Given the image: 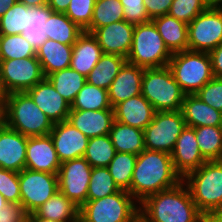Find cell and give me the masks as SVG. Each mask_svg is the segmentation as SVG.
I'll list each match as a JSON object with an SVG mask.
<instances>
[{
  "mask_svg": "<svg viewBox=\"0 0 222 222\" xmlns=\"http://www.w3.org/2000/svg\"><path fill=\"white\" fill-rule=\"evenodd\" d=\"M181 181L170 154L145 149L137 155L128 192L141 203L148 196L172 188Z\"/></svg>",
  "mask_w": 222,
  "mask_h": 222,
  "instance_id": "6da1fadb",
  "label": "cell"
},
{
  "mask_svg": "<svg viewBox=\"0 0 222 222\" xmlns=\"http://www.w3.org/2000/svg\"><path fill=\"white\" fill-rule=\"evenodd\" d=\"M139 211L149 222H200L204 217L183 180L145 198L139 203Z\"/></svg>",
  "mask_w": 222,
  "mask_h": 222,
  "instance_id": "7a4b0ae2",
  "label": "cell"
},
{
  "mask_svg": "<svg viewBox=\"0 0 222 222\" xmlns=\"http://www.w3.org/2000/svg\"><path fill=\"white\" fill-rule=\"evenodd\" d=\"M2 122L27 137L48 135L54 125L26 92L4 96Z\"/></svg>",
  "mask_w": 222,
  "mask_h": 222,
  "instance_id": "3957f363",
  "label": "cell"
},
{
  "mask_svg": "<svg viewBox=\"0 0 222 222\" xmlns=\"http://www.w3.org/2000/svg\"><path fill=\"white\" fill-rule=\"evenodd\" d=\"M182 180L204 217L222 203V161H206Z\"/></svg>",
  "mask_w": 222,
  "mask_h": 222,
  "instance_id": "277c9868",
  "label": "cell"
},
{
  "mask_svg": "<svg viewBox=\"0 0 222 222\" xmlns=\"http://www.w3.org/2000/svg\"><path fill=\"white\" fill-rule=\"evenodd\" d=\"M141 94L151 103L155 111H180L185 93L175 81L168 66L144 68Z\"/></svg>",
  "mask_w": 222,
  "mask_h": 222,
  "instance_id": "5b68a950",
  "label": "cell"
},
{
  "mask_svg": "<svg viewBox=\"0 0 222 222\" xmlns=\"http://www.w3.org/2000/svg\"><path fill=\"white\" fill-rule=\"evenodd\" d=\"M171 57L172 53L152 20L135 25L128 63L143 68H161L168 66Z\"/></svg>",
  "mask_w": 222,
  "mask_h": 222,
  "instance_id": "8992f818",
  "label": "cell"
},
{
  "mask_svg": "<svg viewBox=\"0 0 222 222\" xmlns=\"http://www.w3.org/2000/svg\"><path fill=\"white\" fill-rule=\"evenodd\" d=\"M168 67L185 94H196L214 77L208 52L184 50L173 53Z\"/></svg>",
  "mask_w": 222,
  "mask_h": 222,
  "instance_id": "52a82bcc",
  "label": "cell"
},
{
  "mask_svg": "<svg viewBox=\"0 0 222 222\" xmlns=\"http://www.w3.org/2000/svg\"><path fill=\"white\" fill-rule=\"evenodd\" d=\"M139 211V203L125 190L87 200L79 210V222H127Z\"/></svg>",
  "mask_w": 222,
  "mask_h": 222,
  "instance_id": "ba28073f",
  "label": "cell"
},
{
  "mask_svg": "<svg viewBox=\"0 0 222 222\" xmlns=\"http://www.w3.org/2000/svg\"><path fill=\"white\" fill-rule=\"evenodd\" d=\"M185 127L186 123L181 110L155 112L153 120L143 130L145 149L171 155L175 143Z\"/></svg>",
  "mask_w": 222,
  "mask_h": 222,
  "instance_id": "9c48e42d",
  "label": "cell"
},
{
  "mask_svg": "<svg viewBox=\"0 0 222 222\" xmlns=\"http://www.w3.org/2000/svg\"><path fill=\"white\" fill-rule=\"evenodd\" d=\"M44 78L36 57L0 61V87L4 95L26 92Z\"/></svg>",
  "mask_w": 222,
  "mask_h": 222,
  "instance_id": "30bf717a",
  "label": "cell"
},
{
  "mask_svg": "<svg viewBox=\"0 0 222 222\" xmlns=\"http://www.w3.org/2000/svg\"><path fill=\"white\" fill-rule=\"evenodd\" d=\"M222 44V7H208L188 24V50L210 52Z\"/></svg>",
  "mask_w": 222,
  "mask_h": 222,
  "instance_id": "8fae6325",
  "label": "cell"
},
{
  "mask_svg": "<svg viewBox=\"0 0 222 222\" xmlns=\"http://www.w3.org/2000/svg\"><path fill=\"white\" fill-rule=\"evenodd\" d=\"M19 185L22 204L27 214L35 212L57 191L58 175L24 168L19 172Z\"/></svg>",
  "mask_w": 222,
  "mask_h": 222,
  "instance_id": "7c38bea8",
  "label": "cell"
},
{
  "mask_svg": "<svg viewBox=\"0 0 222 222\" xmlns=\"http://www.w3.org/2000/svg\"><path fill=\"white\" fill-rule=\"evenodd\" d=\"M91 173L92 167L84 157L62 162L58 171L59 191L81 207L87 201Z\"/></svg>",
  "mask_w": 222,
  "mask_h": 222,
  "instance_id": "4fadbf2b",
  "label": "cell"
},
{
  "mask_svg": "<svg viewBox=\"0 0 222 222\" xmlns=\"http://www.w3.org/2000/svg\"><path fill=\"white\" fill-rule=\"evenodd\" d=\"M60 162L83 157L89 138L69 121L55 123L49 133Z\"/></svg>",
  "mask_w": 222,
  "mask_h": 222,
  "instance_id": "5bb4252c",
  "label": "cell"
},
{
  "mask_svg": "<svg viewBox=\"0 0 222 222\" xmlns=\"http://www.w3.org/2000/svg\"><path fill=\"white\" fill-rule=\"evenodd\" d=\"M135 25L118 21L95 29L92 35L96 38L103 53L116 54L127 59L132 47Z\"/></svg>",
  "mask_w": 222,
  "mask_h": 222,
  "instance_id": "9a60e30c",
  "label": "cell"
},
{
  "mask_svg": "<svg viewBox=\"0 0 222 222\" xmlns=\"http://www.w3.org/2000/svg\"><path fill=\"white\" fill-rule=\"evenodd\" d=\"M171 158L175 171L182 179L206 162L200 153L193 127L186 126L182 130L171 153Z\"/></svg>",
  "mask_w": 222,
  "mask_h": 222,
  "instance_id": "2e32d148",
  "label": "cell"
},
{
  "mask_svg": "<svg viewBox=\"0 0 222 222\" xmlns=\"http://www.w3.org/2000/svg\"><path fill=\"white\" fill-rule=\"evenodd\" d=\"M61 162L50 134L28 137L25 168L49 174H57Z\"/></svg>",
  "mask_w": 222,
  "mask_h": 222,
  "instance_id": "e0dca14e",
  "label": "cell"
},
{
  "mask_svg": "<svg viewBox=\"0 0 222 222\" xmlns=\"http://www.w3.org/2000/svg\"><path fill=\"white\" fill-rule=\"evenodd\" d=\"M26 93L53 124L68 119L71 105L55 90L47 78L28 89Z\"/></svg>",
  "mask_w": 222,
  "mask_h": 222,
  "instance_id": "ac0fdd59",
  "label": "cell"
},
{
  "mask_svg": "<svg viewBox=\"0 0 222 222\" xmlns=\"http://www.w3.org/2000/svg\"><path fill=\"white\" fill-rule=\"evenodd\" d=\"M27 136L0 123V168L21 172L25 168Z\"/></svg>",
  "mask_w": 222,
  "mask_h": 222,
  "instance_id": "d6986e66",
  "label": "cell"
},
{
  "mask_svg": "<svg viewBox=\"0 0 222 222\" xmlns=\"http://www.w3.org/2000/svg\"><path fill=\"white\" fill-rule=\"evenodd\" d=\"M67 121L89 139L109 134L114 121V110H70Z\"/></svg>",
  "mask_w": 222,
  "mask_h": 222,
  "instance_id": "ffe728a7",
  "label": "cell"
},
{
  "mask_svg": "<svg viewBox=\"0 0 222 222\" xmlns=\"http://www.w3.org/2000/svg\"><path fill=\"white\" fill-rule=\"evenodd\" d=\"M114 120L144 130L153 120L155 109L142 95L131 97L113 107Z\"/></svg>",
  "mask_w": 222,
  "mask_h": 222,
  "instance_id": "44dd1931",
  "label": "cell"
},
{
  "mask_svg": "<svg viewBox=\"0 0 222 222\" xmlns=\"http://www.w3.org/2000/svg\"><path fill=\"white\" fill-rule=\"evenodd\" d=\"M144 68L126 62L108 89L112 107L131 97L141 94Z\"/></svg>",
  "mask_w": 222,
  "mask_h": 222,
  "instance_id": "7402d4cb",
  "label": "cell"
},
{
  "mask_svg": "<svg viewBox=\"0 0 222 222\" xmlns=\"http://www.w3.org/2000/svg\"><path fill=\"white\" fill-rule=\"evenodd\" d=\"M103 54L92 33L84 31L73 44L70 68L87 77Z\"/></svg>",
  "mask_w": 222,
  "mask_h": 222,
  "instance_id": "603a6c76",
  "label": "cell"
},
{
  "mask_svg": "<svg viewBox=\"0 0 222 222\" xmlns=\"http://www.w3.org/2000/svg\"><path fill=\"white\" fill-rule=\"evenodd\" d=\"M181 112L186 126H222V112L204 103L195 94H186Z\"/></svg>",
  "mask_w": 222,
  "mask_h": 222,
  "instance_id": "cb8c5ba5",
  "label": "cell"
},
{
  "mask_svg": "<svg viewBox=\"0 0 222 222\" xmlns=\"http://www.w3.org/2000/svg\"><path fill=\"white\" fill-rule=\"evenodd\" d=\"M73 45L61 44L58 41L46 39L36 50V58L41 64L45 78L62 69L70 67Z\"/></svg>",
  "mask_w": 222,
  "mask_h": 222,
  "instance_id": "d4e9b609",
  "label": "cell"
},
{
  "mask_svg": "<svg viewBox=\"0 0 222 222\" xmlns=\"http://www.w3.org/2000/svg\"><path fill=\"white\" fill-rule=\"evenodd\" d=\"M152 21L172 54L188 50V24L169 14L153 18Z\"/></svg>",
  "mask_w": 222,
  "mask_h": 222,
  "instance_id": "484cf974",
  "label": "cell"
},
{
  "mask_svg": "<svg viewBox=\"0 0 222 222\" xmlns=\"http://www.w3.org/2000/svg\"><path fill=\"white\" fill-rule=\"evenodd\" d=\"M109 136L116 152H126L138 155L145 150L144 131L139 128L114 120Z\"/></svg>",
  "mask_w": 222,
  "mask_h": 222,
  "instance_id": "4316f807",
  "label": "cell"
},
{
  "mask_svg": "<svg viewBox=\"0 0 222 222\" xmlns=\"http://www.w3.org/2000/svg\"><path fill=\"white\" fill-rule=\"evenodd\" d=\"M79 210V206L68 199L62 192L57 191L35 213L40 217L60 222H79Z\"/></svg>",
  "mask_w": 222,
  "mask_h": 222,
  "instance_id": "83f0119b",
  "label": "cell"
},
{
  "mask_svg": "<svg viewBox=\"0 0 222 222\" xmlns=\"http://www.w3.org/2000/svg\"><path fill=\"white\" fill-rule=\"evenodd\" d=\"M45 25L46 30L44 32L47 35V39L58 41L65 45H73L84 32L62 12H52Z\"/></svg>",
  "mask_w": 222,
  "mask_h": 222,
  "instance_id": "f1b7e54d",
  "label": "cell"
},
{
  "mask_svg": "<svg viewBox=\"0 0 222 222\" xmlns=\"http://www.w3.org/2000/svg\"><path fill=\"white\" fill-rule=\"evenodd\" d=\"M127 59L116 54H103L86 77L88 83L108 90Z\"/></svg>",
  "mask_w": 222,
  "mask_h": 222,
  "instance_id": "f546056e",
  "label": "cell"
},
{
  "mask_svg": "<svg viewBox=\"0 0 222 222\" xmlns=\"http://www.w3.org/2000/svg\"><path fill=\"white\" fill-rule=\"evenodd\" d=\"M46 78L70 105L87 82L85 76L70 67L56 71L48 75Z\"/></svg>",
  "mask_w": 222,
  "mask_h": 222,
  "instance_id": "4dcf8cb0",
  "label": "cell"
},
{
  "mask_svg": "<svg viewBox=\"0 0 222 222\" xmlns=\"http://www.w3.org/2000/svg\"><path fill=\"white\" fill-rule=\"evenodd\" d=\"M52 12L48 5L27 7V26L22 34L35 50L47 39L45 22Z\"/></svg>",
  "mask_w": 222,
  "mask_h": 222,
  "instance_id": "1f68e13d",
  "label": "cell"
},
{
  "mask_svg": "<svg viewBox=\"0 0 222 222\" xmlns=\"http://www.w3.org/2000/svg\"><path fill=\"white\" fill-rule=\"evenodd\" d=\"M200 153L206 161H220L222 158V126L195 127Z\"/></svg>",
  "mask_w": 222,
  "mask_h": 222,
  "instance_id": "d6a6232c",
  "label": "cell"
},
{
  "mask_svg": "<svg viewBox=\"0 0 222 222\" xmlns=\"http://www.w3.org/2000/svg\"><path fill=\"white\" fill-rule=\"evenodd\" d=\"M113 109L109 101L108 90L94 86L88 82L76 95L71 110H103Z\"/></svg>",
  "mask_w": 222,
  "mask_h": 222,
  "instance_id": "836d02e7",
  "label": "cell"
},
{
  "mask_svg": "<svg viewBox=\"0 0 222 222\" xmlns=\"http://www.w3.org/2000/svg\"><path fill=\"white\" fill-rule=\"evenodd\" d=\"M115 154L116 149L107 134L90 138L83 157L92 168L107 167Z\"/></svg>",
  "mask_w": 222,
  "mask_h": 222,
  "instance_id": "e575fe53",
  "label": "cell"
},
{
  "mask_svg": "<svg viewBox=\"0 0 222 222\" xmlns=\"http://www.w3.org/2000/svg\"><path fill=\"white\" fill-rule=\"evenodd\" d=\"M123 20V5L120 0H96L90 26L85 32L92 33L97 28Z\"/></svg>",
  "mask_w": 222,
  "mask_h": 222,
  "instance_id": "d590c367",
  "label": "cell"
},
{
  "mask_svg": "<svg viewBox=\"0 0 222 222\" xmlns=\"http://www.w3.org/2000/svg\"><path fill=\"white\" fill-rule=\"evenodd\" d=\"M137 155L126 152H116L114 158L107 166L115 184L121 190L128 191L131 186Z\"/></svg>",
  "mask_w": 222,
  "mask_h": 222,
  "instance_id": "8d00e7d4",
  "label": "cell"
},
{
  "mask_svg": "<svg viewBox=\"0 0 222 222\" xmlns=\"http://www.w3.org/2000/svg\"><path fill=\"white\" fill-rule=\"evenodd\" d=\"M36 57V50L23 34L0 35V61Z\"/></svg>",
  "mask_w": 222,
  "mask_h": 222,
  "instance_id": "74e56055",
  "label": "cell"
},
{
  "mask_svg": "<svg viewBox=\"0 0 222 222\" xmlns=\"http://www.w3.org/2000/svg\"><path fill=\"white\" fill-rule=\"evenodd\" d=\"M107 167H93L88 185L87 200H96L119 191Z\"/></svg>",
  "mask_w": 222,
  "mask_h": 222,
  "instance_id": "f35d334b",
  "label": "cell"
},
{
  "mask_svg": "<svg viewBox=\"0 0 222 222\" xmlns=\"http://www.w3.org/2000/svg\"><path fill=\"white\" fill-rule=\"evenodd\" d=\"M27 26V6L16 2L0 17V35L22 34Z\"/></svg>",
  "mask_w": 222,
  "mask_h": 222,
  "instance_id": "ab89813d",
  "label": "cell"
},
{
  "mask_svg": "<svg viewBox=\"0 0 222 222\" xmlns=\"http://www.w3.org/2000/svg\"><path fill=\"white\" fill-rule=\"evenodd\" d=\"M208 7L204 0H173L168 14L189 24Z\"/></svg>",
  "mask_w": 222,
  "mask_h": 222,
  "instance_id": "60d3db41",
  "label": "cell"
},
{
  "mask_svg": "<svg viewBox=\"0 0 222 222\" xmlns=\"http://www.w3.org/2000/svg\"><path fill=\"white\" fill-rule=\"evenodd\" d=\"M96 0H70L65 14L82 30H86L91 23Z\"/></svg>",
  "mask_w": 222,
  "mask_h": 222,
  "instance_id": "b9f144b4",
  "label": "cell"
},
{
  "mask_svg": "<svg viewBox=\"0 0 222 222\" xmlns=\"http://www.w3.org/2000/svg\"><path fill=\"white\" fill-rule=\"evenodd\" d=\"M0 193L9 203H20L18 172L0 168Z\"/></svg>",
  "mask_w": 222,
  "mask_h": 222,
  "instance_id": "7bdbcfd3",
  "label": "cell"
},
{
  "mask_svg": "<svg viewBox=\"0 0 222 222\" xmlns=\"http://www.w3.org/2000/svg\"><path fill=\"white\" fill-rule=\"evenodd\" d=\"M195 95L204 103L222 112V78L213 77Z\"/></svg>",
  "mask_w": 222,
  "mask_h": 222,
  "instance_id": "ee69618b",
  "label": "cell"
},
{
  "mask_svg": "<svg viewBox=\"0 0 222 222\" xmlns=\"http://www.w3.org/2000/svg\"><path fill=\"white\" fill-rule=\"evenodd\" d=\"M123 5L124 20L134 25L149 22L143 0H120Z\"/></svg>",
  "mask_w": 222,
  "mask_h": 222,
  "instance_id": "f6af8a7d",
  "label": "cell"
},
{
  "mask_svg": "<svg viewBox=\"0 0 222 222\" xmlns=\"http://www.w3.org/2000/svg\"><path fill=\"white\" fill-rule=\"evenodd\" d=\"M27 215L21 203H7L0 209V222H27Z\"/></svg>",
  "mask_w": 222,
  "mask_h": 222,
  "instance_id": "bcb514c9",
  "label": "cell"
},
{
  "mask_svg": "<svg viewBox=\"0 0 222 222\" xmlns=\"http://www.w3.org/2000/svg\"><path fill=\"white\" fill-rule=\"evenodd\" d=\"M172 2L173 0H143L146 12L151 20L168 14Z\"/></svg>",
  "mask_w": 222,
  "mask_h": 222,
  "instance_id": "7dc6e473",
  "label": "cell"
},
{
  "mask_svg": "<svg viewBox=\"0 0 222 222\" xmlns=\"http://www.w3.org/2000/svg\"><path fill=\"white\" fill-rule=\"evenodd\" d=\"M213 76L222 78V44L209 52Z\"/></svg>",
  "mask_w": 222,
  "mask_h": 222,
  "instance_id": "c3c4849f",
  "label": "cell"
},
{
  "mask_svg": "<svg viewBox=\"0 0 222 222\" xmlns=\"http://www.w3.org/2000/svg\"><path fill=\"white\" fill-rule=\"evenodd\" d=\"M70 0H48L47 5L53 12L65 13L69 7Z\"/></svg>",
  "mask_w": 222,
  "mask_h": 222,
  "instance_id": "681fc988",
  "label": "cell"
},
{
  "mask_svg": "<svg viewBox=\"0 0 222 222\" xmlns=\"http://www.w3.org/2000/svg\"><path fill=\"white\" fill-rule=\"evenodd\" d=\"M211 222H222V203L206 216Z\"/></svg>",
  "mask_w": 222,
  "mask_h": 222,
  "instance_id": "f907efd6",
  "label": "cell"
},
{
  "mask_svg": "<svg viewBox=\"0 0 222 222\" xmlns=\"http://www.w3.org/2000/svg\"><path fill=\"white\" fill-rule=\"evenodd\" d=\"M17 2L25 4L27 7L46 6L48 0H17Z\"/></svg>",
  "mask_w": 222,
  "mask_h": 222,
  "instance_id": "816d5d0a",
  "label": "cell"
},
{
  "mask_svg": "<svg viewBox=\"0 0 222 222\" xmlns=\"http://www.w3.org/2000/svg\"><path fill=\"white\" fill-rule=\"evenodd\" d=\"M27 222H60V221L40 217L35 212H33L27 215Z\"/></svg>",
  "mask_w": 222,
  "mask_h": 222,
  "instance_id": "f5cc1de1",
  "label": "cell"
},
{
  "mask_svg": "<svg viewBox=\"0 0 222 222\" xmlns=\"http://www.w3.org/2000/svg\"><path fill=\"white\" fill-rule=\"evenodd\" d=\"M16 2L17 0H0V17H2Z\"/></svg>",
  "mask_w": 222,
  "mask_h": 222,
  "instance_id": "db71d44e",
  "label": "cell"
},
{
  "mask_svg": "<svg viewBox=\"0 0 222 222\" xmlns=\"http://www.w3.org/2000/svg\"><path fill=\"white\" fill-rule=\"evenodd\" d=\"M127 222H149V221L140 211H138Z\"/></svg>",
  "mask_w": 222,
  "mask_h": 222,
  "instance_id": "11a10c76",
  "label": "cell"
},
{
  "mask_svg": "<svg viewBox=\"0 0 222 222\" xmlns=\"http://www.w3.org/2000/svg\"><path fill=\"white\" fill-rule=\"evenodd\" d=\"M204 2L210 7H222V0H204Z\"/></svg>",
  "mask_w": 222,
  "mask_h": 222,
  "instance_id": "9f6ffc18",
  "label": "cell"
},
{
  "mask_svg": "<svg viewBox=\"0 0 222 222\" xmlns=\"http://www.w3.org/2000/svg\"><path fill=\"white\" fill-rule=\"evenodd\" d=\"M9 203L4 196L0 193V209L4 208V206Z\"/></svg>",
  "mask_w": 222,
  "mask_h": 222,
  "instance_id": "6f0895ef",
  "label": "cell"
},
{
  "mask_svg": "<svg viewBox=\"0 0 222 222\" xmlns=\"http://www.w3.org/2000/svg\"><path fill=\"white\" fill-rule=\"evenodd\" d=\"M4 93L2 92L1 90V87H0V108H4Z\"/></svg>",
  "mask_w": 222,
  "mask_h": 222,
  "instance_id": "680465c9",
  "label": "cell"
},
{
  "mask_svg": "<svg viewBox=\"0 0 222 222\" xmlns=\"http://www.w3.org/2000/svg\"><path fill=\"white\" fill-rule=\"evenodd\" d=\"M3 108H0V123L2 122Z\"/></svg>",
  "mask_w": 222,
  "mask_h": 222,
  "instance_id": "91938a15",
  "label": "cell"
},
{
  "mask_svg": "<svg viewBox=\"0 0 222 222\" xmlns=\"http://www.w3.org/2000/svg\"><path fill=\"white\" fill-rule=\"evenodd\" d=\"M200 222H206V217H203V219Z\"/></svg>",
  "mask_w": 222,
  "mask_h": 222,
  "instance_id": "94428289",
  "label": "cell"
}]
</instances>
